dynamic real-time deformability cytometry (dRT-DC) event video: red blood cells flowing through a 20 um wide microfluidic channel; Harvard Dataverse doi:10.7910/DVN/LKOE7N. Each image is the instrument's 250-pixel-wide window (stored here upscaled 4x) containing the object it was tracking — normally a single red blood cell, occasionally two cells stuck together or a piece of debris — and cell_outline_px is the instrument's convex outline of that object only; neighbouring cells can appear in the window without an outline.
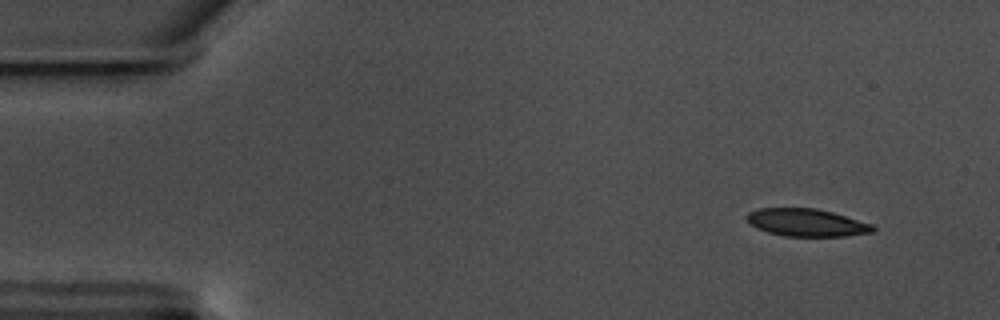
{"species": "common noctule bat (a hibernating species)", "species_latin": "Nyctalus noctula", "temperature_condition": "warm", "stored_images_in_passage": 54, "camera_frame_rate_fps": 3000, "um_per_image_px": 0.085, "animal": {"sex": "male", "body_mass_g": 17.5, "forearm_length_mm": 52.3}, "frame": {"image": 1, "passage_image": 1, "time_ms": 0.0, "image_size_px": [1000, 320], "cell_outline_px": [[876, 228], [872, 232], [844, 236], [784, 236], [768, 232], [756, 228], [744, 216], [748, 212], [760, 208], [816, 208], [832, 212], [872, 224]], "centroid_in_image_um": [68.54, 18.91], "position_along_channel_um": 16.5, "area_um2": 20.17}}
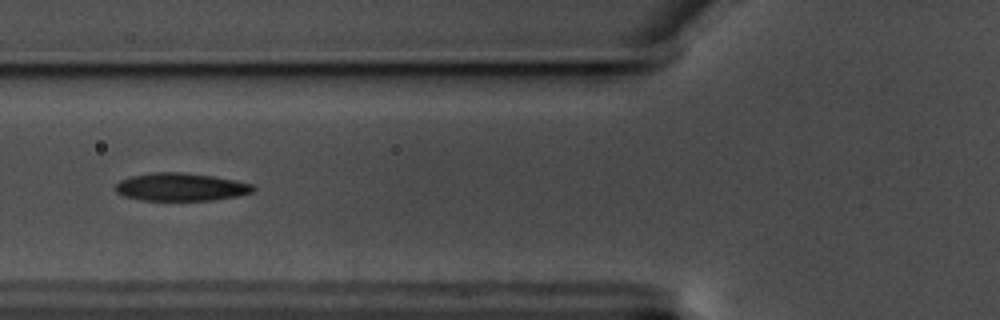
{"frame": {"image": 2, "passage_image": 18, "time_ms": 5.667, "image_size_px": [1000, 320], "cell_outline_px": [[256, 188], [252, 192], [236, 196], [212, 200], [144, 200], [124, 196], [116, 192], [116, 184], [120, 180], [132, 176], [156, 172], [180, 172], [212, 176], [236, 180], [252, 184]], "centroid_in_image_um": [15.38, 15.89], "position_along_channel_um": 110.4, "area_um2": 22.14}}
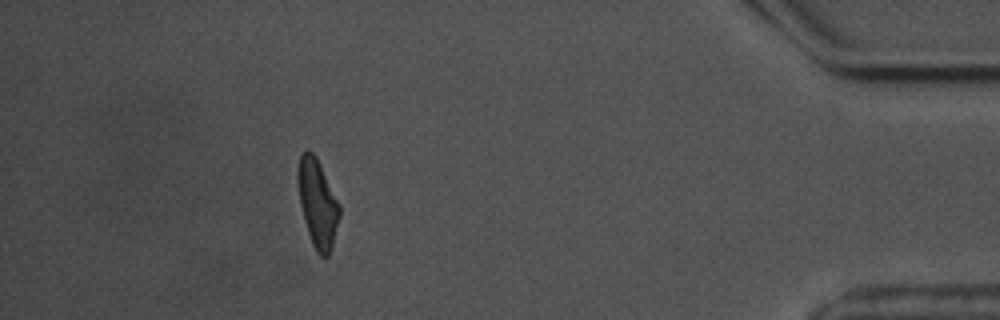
{"frame": {"image": 3, "passage_image": 48, "time_ms": 15.667, "image_size_px": [1000, 320], "cell_outline_px": [[340, 216], [332, 244], [328, 256], [320, 256], [316, 252], [312, 244], [304, 220], [300, 204], [296, 180], [296, 168], [300, 156], [308, 148], [316, 156], [340, 204]], "centroid_in_image_um": [26.97, 17.24], "position_along_channel_um": 408.2, "area_um2": 21.44}, "authors_computed_cell_mechanics": {"area_um2": 21.8195, "velocity_mm_per_s": 3.5249, "shape_relaxation_time_tau1_ms": 4.8837, "shape_relaxation_time_tau2_ms": 2.5305, "deformation_change_tau1": 0.1644, "deformation_change_tau2": 0.1108}}